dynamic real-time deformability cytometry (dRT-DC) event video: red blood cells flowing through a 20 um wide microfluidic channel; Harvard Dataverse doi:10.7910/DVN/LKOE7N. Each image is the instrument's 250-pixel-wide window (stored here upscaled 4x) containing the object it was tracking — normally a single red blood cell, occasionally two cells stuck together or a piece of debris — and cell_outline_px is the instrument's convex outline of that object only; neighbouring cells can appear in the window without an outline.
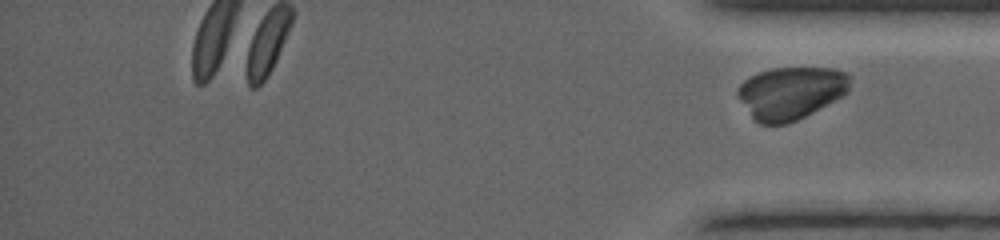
{"species": "common noctule bat (a hibernating species)", "species_latin": "Nyctalus noctula", "temperature_condition": "warm", "stored_images_in_passage": 16, "segment_of_instrument_passage": [2, 2], "camera_frame_rate_fps": 5000, "um_per_image_px": 0.085, "animal": {"sex": "female", "body_mass_g": 19.0, "forearm_length_mm": 53.3}, "frame": {"image": 1, "passage_image": 16, "time_ms": 6.0, "image_size_px": [1000, 240], "cell_outline_px": [[852, 76], [848, 92], [812, 112], [788, 124], [760, 124], [752, 116], [736, 92], [740, 84], [744, 80], [760, 72], [772, 68], [832, 68], [848, 72]], "centroid_in_image_um": [67.26, 7.87], "position_along_channel_um": 367.9, "area_um2": 33.99}}